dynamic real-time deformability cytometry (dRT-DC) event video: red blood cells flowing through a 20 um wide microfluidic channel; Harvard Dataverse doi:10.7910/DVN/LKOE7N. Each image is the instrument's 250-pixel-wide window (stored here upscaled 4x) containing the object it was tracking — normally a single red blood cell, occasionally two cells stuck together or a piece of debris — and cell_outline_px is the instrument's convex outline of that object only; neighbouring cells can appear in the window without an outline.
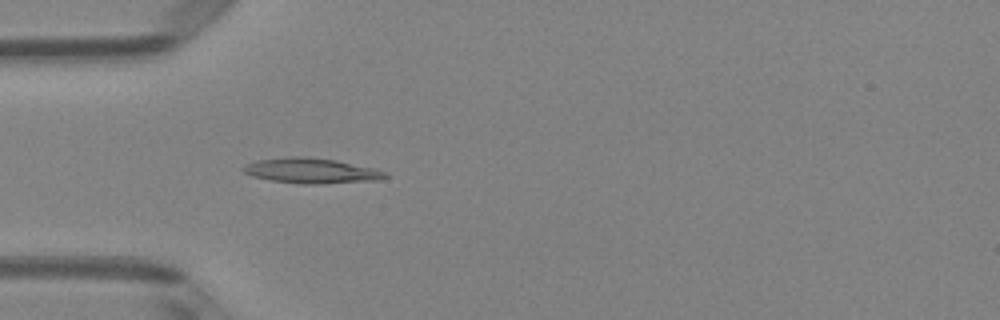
{"species": "Egyptian fruit bat (a non-hibernating species)", "species_latin": "Rousettus aegyptiacus", "temperature_condition": "room temperature", "stored_images_in_passage": 4, "camera_frame_rate_fps": 3000, "um_per_image_px": 0.085, "animal": {"sex": "female"}, "frame": {"image": 1, "passage_image": 4, "time_ms": 1.0, "image_size_px": [1000, 320], "cell_outline_px": [[388, 176], [376, 180], [324, 184], [300, 184], [272, 180], [252, 176], [244, 172], [240, 168], [256, 160], [288, 156], [304, 156], [336, 160], [372, 168], [388, 172]], "centroid_in_image_um": [26.44, 14.51], "position_along_channel_um": 58.6, "area_um2": 20.87}}